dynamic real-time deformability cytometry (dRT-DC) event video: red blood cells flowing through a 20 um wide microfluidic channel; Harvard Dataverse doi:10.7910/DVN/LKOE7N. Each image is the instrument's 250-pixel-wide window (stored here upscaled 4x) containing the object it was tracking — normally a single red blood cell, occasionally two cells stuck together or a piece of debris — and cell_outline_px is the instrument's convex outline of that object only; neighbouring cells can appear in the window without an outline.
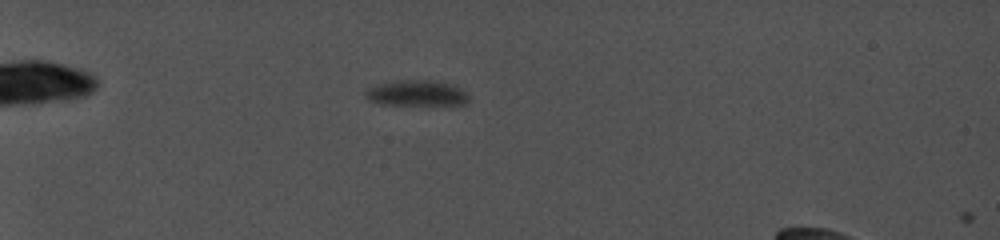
{"species": "common noctule bat (a hibernating species)", "species_latin": "Nyctalus noctula", "temperature_condition": "cold", "stored_images_in_passage": 2, "camera_frame_rate_fps": 5000, "um_per_image_px": 0.085, "animal": {"sex": "female", "body_mass_g": 19.0, "forearm_length_mm": 56.7}, "frame": {"image": 1, "passage_image": 1, "time_ms": 0.0, "image_size_px": [1000, 240], "cell_outline_px": [[468, 104], [380, 104], [368, 100], [364, 96], [364, 92], [368, 88], [376, 84], [392, 80], [432, 80], [452, 84], [460, 88], [468, 96]], "centroid_in_image_um": [35.35, 7.9], "position_along_channel_um": 49.7, "area_um2": 15.49}}